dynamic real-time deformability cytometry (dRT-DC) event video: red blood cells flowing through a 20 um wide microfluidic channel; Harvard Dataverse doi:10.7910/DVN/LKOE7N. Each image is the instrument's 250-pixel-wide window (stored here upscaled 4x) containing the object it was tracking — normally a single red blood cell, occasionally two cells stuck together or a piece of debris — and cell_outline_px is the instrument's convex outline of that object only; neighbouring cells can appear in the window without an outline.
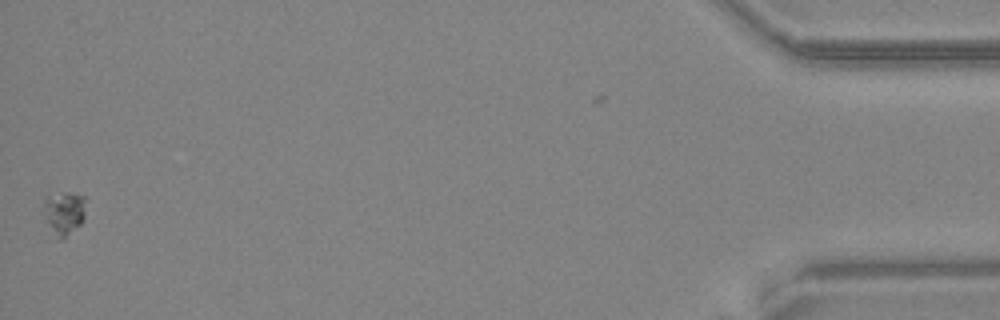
{"species": "common noctule bat (a hibernating species)", "species_latin": "Nyctalus noctula", "temperature_condition": "warm", "stored_images_in_passage": 50, "camera_frame_rate_fps": 3000, "um_per_image_px": 0.085, "animal": {"sex": "female", "body_mass_g": 24.6, "forearm_length_mm": 56.2}, "frame": {"image": 1, "passage_image": 49, "time_ms": 16.0, "image_size_px": [1000, 320], "cell_outline_px": [[88, 196], [84, 220], [64, 240], [60, 240], [48, 220], [44, 204], [44, 196], [48, 192], [76, 192]], "centroid_in_image_um": [5.54, 17.98], "position_along_channel_um": 429.7, "area_um2": 10.98}}